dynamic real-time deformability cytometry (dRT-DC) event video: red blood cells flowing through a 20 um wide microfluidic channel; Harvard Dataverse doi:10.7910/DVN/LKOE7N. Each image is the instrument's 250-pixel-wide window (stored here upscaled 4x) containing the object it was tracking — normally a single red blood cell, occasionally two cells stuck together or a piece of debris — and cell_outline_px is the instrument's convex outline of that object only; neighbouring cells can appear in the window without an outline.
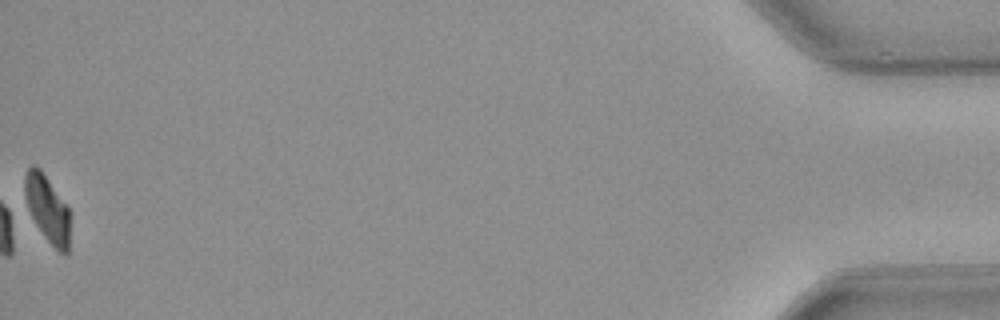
{"species": "common noctule bat (a hibernating species)", "species_latin": "Nyctalus noctula", "temperature_condition": "warm", "stored_images_in_passage": 45, "segment_of_instrument_passage": [2, 2], "camera_frame_rate_fps": 3000, "um_per_image_px": 0.085, "animal": {"sex": "female", "body_mass_g": 21.9}, "frame": {"image": 1, "passage_image": 45, "time_ms": 14.667, "image_size_px": [1000, 320], "cell_outline_px": [[68, 256], [60, 252], [44, 236], [24, 208], [24, 176], [28, 168], [32, 164], [40, 168], [68, 208]], "centroid_in_image_um": [3.94, 17.71], "position_along_channel_um": 431.3, "area_um2": 17.57}}